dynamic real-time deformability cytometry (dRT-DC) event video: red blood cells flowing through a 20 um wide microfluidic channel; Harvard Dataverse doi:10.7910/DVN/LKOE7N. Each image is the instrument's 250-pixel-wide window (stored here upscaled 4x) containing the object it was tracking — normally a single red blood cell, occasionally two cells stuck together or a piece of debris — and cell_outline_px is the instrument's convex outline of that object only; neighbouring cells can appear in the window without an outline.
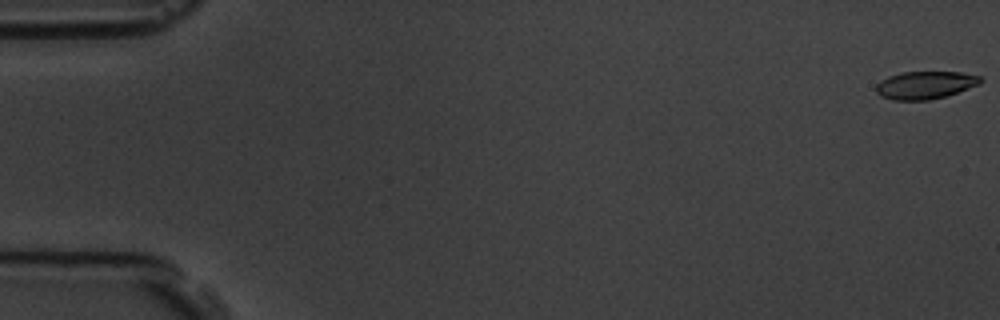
{"species": "common noctule bat (a hibernating species)", "species_latin": "Nyctalus noctula", "temperature_condition": "room temperature", "stored_images_in_passage": 11, "camera_frame_rate_fps": 3000, "um_per_image_px": 0.085, "animal": {"sex": "male", "body_mass_g": 19.5, "forearm_length_mm": 54.6}, "frame": {"image": 1, "passage_image": 1, "time_ms": 0.0, "image_size_px": [1000, 320], "cell_outline_px": [[984, 80], [980, 84], [944, 96], [928, 100], [892, 100], [880, 96], [876, 92], [876, 84], [880, 80], [888, 76], [900, 72], [960, 72], [980, 76]], "centroid_in_image_um": [78.6, 7.22], "position_along_channel_um": 6.4, "area_um2": 16.88}}
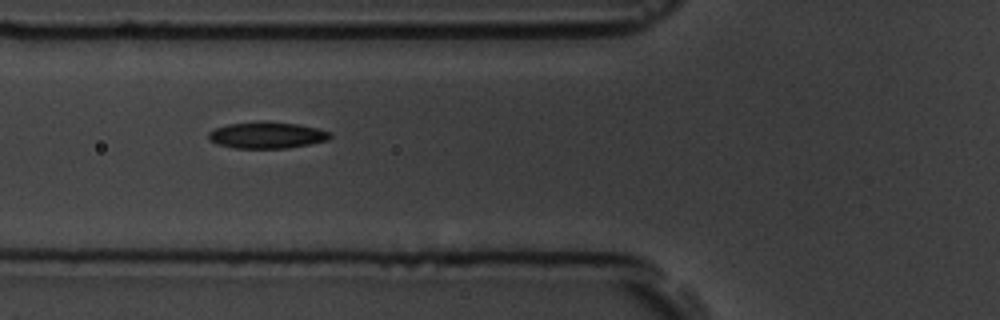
{"frame": {"image": 2, "passage_image": 6, "time_ms": 6.667, "image_size_px": [1000, 320], "cell_outline_px": [[332, 136], [328, 140], [288, 148], [232, 148], [216, 144], [208, 140], [208, 132], [216, 128], [228, 124], [268, 120], [296, 124], [316, 128], [328, 132]], "centroid_in_image_um": [22.63, 11.48], "position_along_channel_um": 103.2, "area_um2": 18.84}}
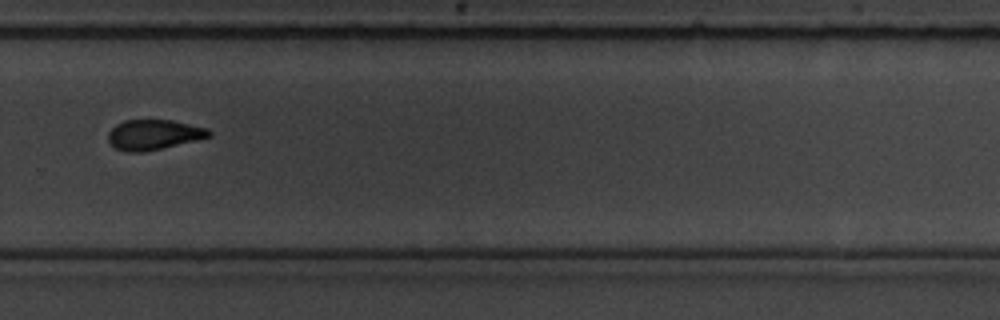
{"frame": {"image": 3, "passage_image": 11, "time_ms": 12.333, "image_size_px": [1000, 320], "cell_outline_px": [[212, 136], [196, 140], [160, 148], [140, 152], [128, 152], [116, 148], [108, 140], [108, 132], [116, 124], [124, 120], [172, 120], [208, 128], [212, 132]], "centroid_in_image_um": [13.07, 11.43], "position_along_channel_um": 316.7, "area_um2": 17.51}}